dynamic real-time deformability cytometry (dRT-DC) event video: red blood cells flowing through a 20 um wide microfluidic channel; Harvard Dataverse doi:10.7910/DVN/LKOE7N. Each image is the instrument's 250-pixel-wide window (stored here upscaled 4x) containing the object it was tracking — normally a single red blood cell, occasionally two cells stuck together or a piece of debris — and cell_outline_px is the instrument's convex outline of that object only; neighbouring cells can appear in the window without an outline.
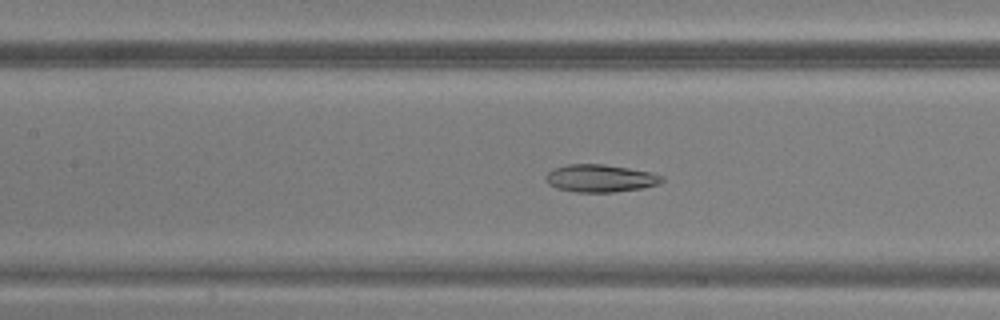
{"species": "common noctule bat (a hibernating species)", "species_latin": "Nyctalus noctula", "temperature_condition": "warm", "stored_images_in_passage": 47, "camera_frame_rate_fps": 3000, "um_per_image_px": 0.085, "animal": {"sex": "male", "body_mass_g": 20.5, "forearm_length_mm": 52.5}, "frame": {"image": 1, "passage_image": 22, "time_ms": 7.0, "image_size_px": [1000, 320], "cell_outline_px": [[664, 180], [656, 184], [640, 188], [612, 192], [576, 192], [556, 188], [548, 184], [544, 180], [544, 176], [552, 168], [568, 164], [604, 164], [628, 168], [648, 172], [664, 176]], "centroid_in_image_um": [50.94, 15.15], "position_along_channel_um": 156.5, "area_um2": 18.61}}
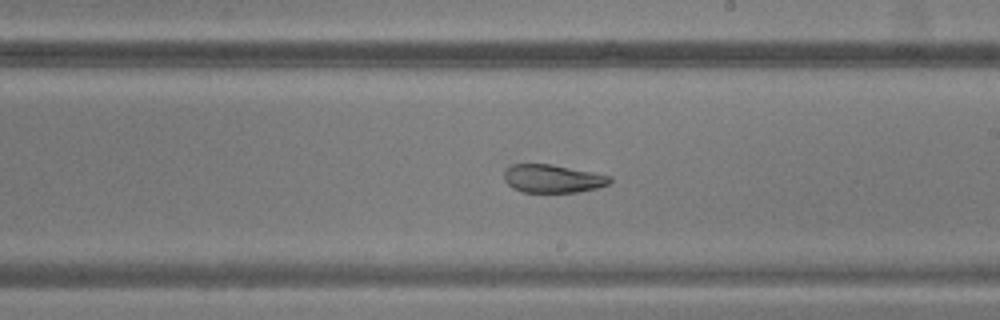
{"frame": {"image": 2, "passage_image": 28, "time_ms": 9.0, "image_size_px": [1000, 320], "cell_outline_px": [[612, 180], [608, 184], [596, 188], [580, 192], [520, 192], [512, 188], [504, 180], [504, 172], [512, 164], [552, 164], [612, 176]], "centroid_in_image_um": [46.97, 15.19], "position_along_channel_um": 242.0, "area_um2": 17.4}}
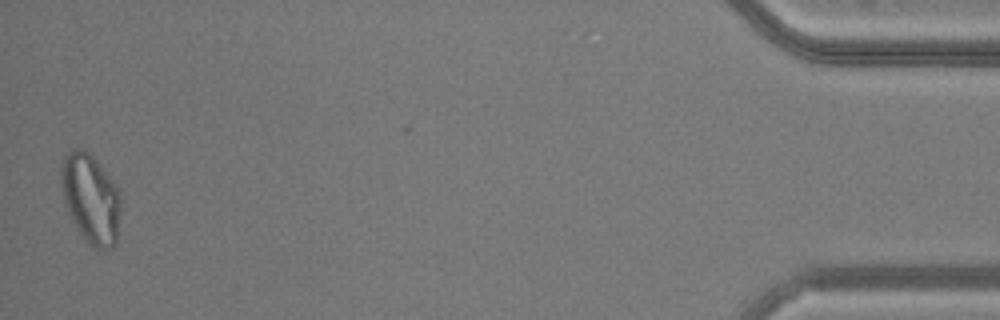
{"frame": {"image": 3, "passage_image": 47, "time_ms": 15.333, "image_size_px": [1000, 320], "cell_outline_px": [[120, 208], [116, 244], [112, 248], [96, 248], [76, 228], [68, 212], [64, 200], [60, 184], [60, 172], [64, 156], [72, 148], [84, 148], [92, 156], [112, 180], [120, 192]], "centroid_in_image_um": [7.69, 16.84], "position_along_channel_um": 427.5, "area_um2": 30.75}}